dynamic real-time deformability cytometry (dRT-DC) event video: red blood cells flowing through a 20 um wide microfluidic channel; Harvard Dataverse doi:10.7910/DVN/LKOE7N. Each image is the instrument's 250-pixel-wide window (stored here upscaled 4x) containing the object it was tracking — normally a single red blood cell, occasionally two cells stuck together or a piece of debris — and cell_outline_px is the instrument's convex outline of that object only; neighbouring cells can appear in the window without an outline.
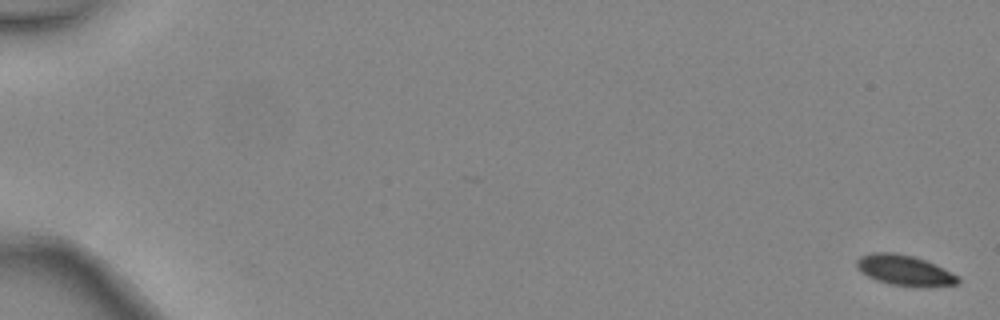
{"species": "common noctule bat (a hibernating species)", "species_latin": "Nyctalus noctula", "temperature_condition": "warm", "stored_images_in_passage": 5, "camera_frame_rate_fps": 3000, "um_per_image_px": 0.085, "animal": {"sex": "female", "body_mass_g": 24.6, "forearm_length_mm": 56.2}, "frame": {"image": 1, "passage_image": 1, "time_ms": 0.0, "image_size_px": [1000, 320], "cell_outline_px": [[960, 284], [920, 288], [892, 284], [876, 280], [860, 272], [856, 268], [856, 260], [860, 256], [872, 252], [892, 252], [912, 256], [924, 260], [944, 268], [956, 276], [960, 280]], "centroid_in_image_um": [76.87, 22.99], "position_along_channel_um": 8.1, "area_um2": 18.09}}
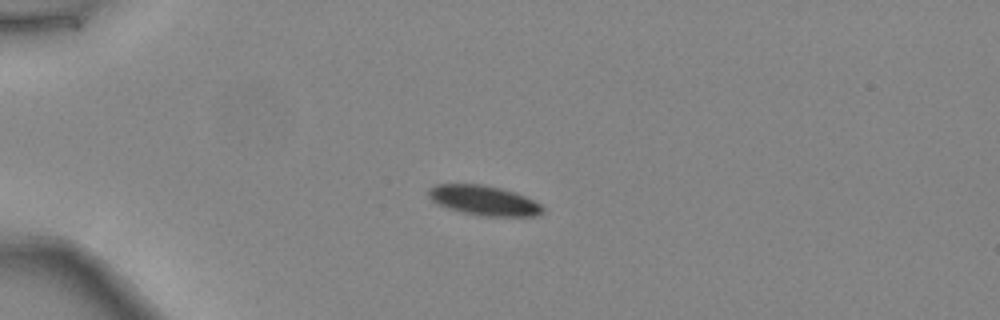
{"frame": {"image": 2, "passage_image": 4, "time_ms": 1.0, "image_size_px": [1000, 320], "cell_outline_px": [[544, 212], [536, 216], [488, 216], [464, 212], [448, 208], [432, 200], [428, 196], [428, 188], [436, 184], [480, 184], [500, 188], [516, 192], [540, 204], [544, 208]], "centroid_in_image_um": [41.14, 17.03], "position_along_channel_um": 43.9, "area_um2": 19.59}}